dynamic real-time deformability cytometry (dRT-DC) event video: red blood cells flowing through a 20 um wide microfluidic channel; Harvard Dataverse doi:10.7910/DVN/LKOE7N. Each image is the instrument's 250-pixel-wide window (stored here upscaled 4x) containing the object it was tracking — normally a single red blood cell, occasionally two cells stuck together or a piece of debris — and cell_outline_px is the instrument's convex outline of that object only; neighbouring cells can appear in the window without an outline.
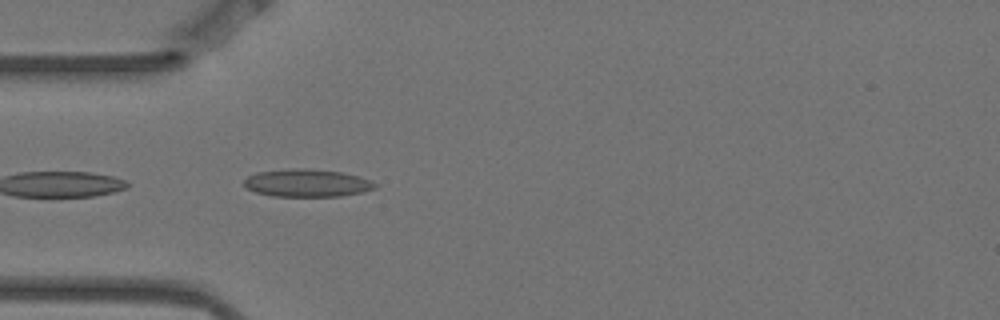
{"species": "Egyptian fruit bat (a non-hibernating species)", "species_latin": "Rousettus aegyptiacus", "temperature_condition": "warm", "stored_images_in_passage": 1, "camera_frame_rate_fps": 3000, "um_per_image_px": 0.085, "animal": {"sex": "female"}, "frame": {"image": 1, "passage_image": 1, "time_ms": 0.0, "image_size_px": [1000, 320], "cell_outline_px": [[380, 184], [376, 188], [364, 192], [340, 196], [272, 196], [256, 192], [248, 188], [244, 184], [244, 180], [248, 176], [256, 172], [292, 168], [308, 168], [344, 172], [372, 180]], "centroid_in_image_um": [26.16, 15.55], "position_along_channel_um": 58.8, "area_um2": 21.39}}